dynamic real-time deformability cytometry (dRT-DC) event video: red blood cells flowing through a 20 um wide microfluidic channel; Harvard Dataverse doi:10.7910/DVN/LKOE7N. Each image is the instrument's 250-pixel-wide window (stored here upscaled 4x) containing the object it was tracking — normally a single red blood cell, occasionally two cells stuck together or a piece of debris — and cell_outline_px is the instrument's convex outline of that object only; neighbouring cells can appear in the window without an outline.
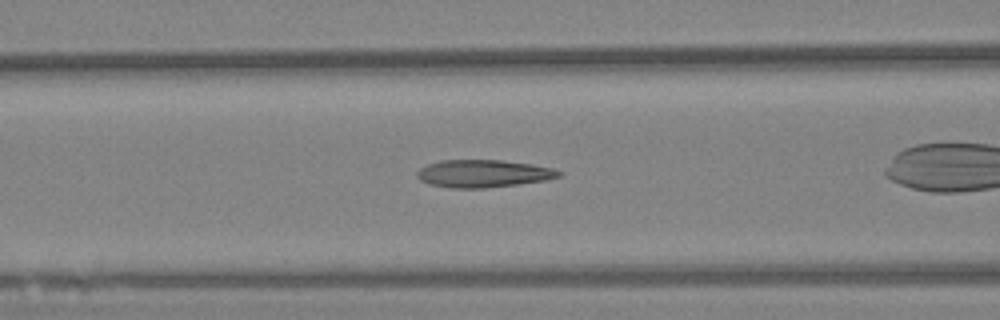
{"species": "Egyptian fruit bat (a non-hibernating species)", "species_latin": "Rousettus aegyptiacus", "temperature_condition": "warm", "stored_images_in_passage": 26, "camera_frame_rate_fps": 3000, "um_per_image_px": 0.085, "animal": {"sex": "female"}, "frame": {"image": 1, "passage_image": 12, "time_ms": 3.667, "image_size_px": [1000, 320], "cell_outline_px": [[564, 172], [560, 176], [548, 180], [484, 188], [452, 188], [432, 184], [420, 180], [416, 176], [416, 172], [420, 168], [428, 164], [440, 160], [500, 160], [532, 164], [552, 168]], "centroid_in_image_um": [41.09, 14.75], "position_along_channel_um": 125.5, "area_um2": 22.72}}
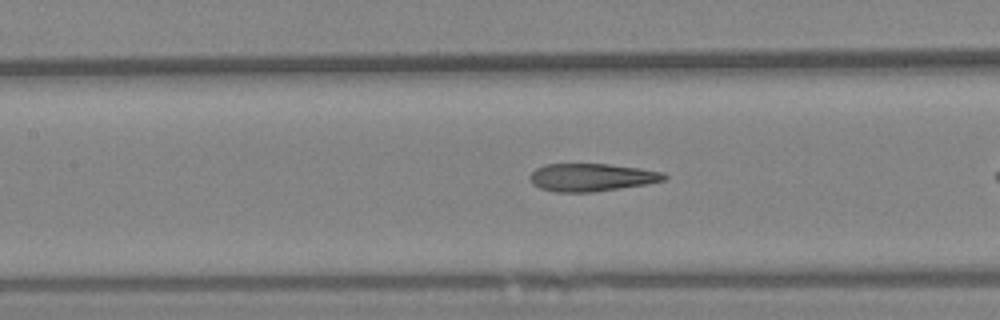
{"frame": {"image": 2, "passage_image": 15, "time_ms": 4.667, "image_size_px": [1000, 320], "cell_outline_px": [[668, 176], [664, 180], [648, 184], [592, 192], [556, 192], [540, 188], [532, 184], [528, 176], [536, 168], [544, 164], [608, 164], [640, 168], [664, 172]], "centroid_in_image_um": [50.28, 15.07], "position_along_channel_um": 157.1, "area_um2": 21.85}}